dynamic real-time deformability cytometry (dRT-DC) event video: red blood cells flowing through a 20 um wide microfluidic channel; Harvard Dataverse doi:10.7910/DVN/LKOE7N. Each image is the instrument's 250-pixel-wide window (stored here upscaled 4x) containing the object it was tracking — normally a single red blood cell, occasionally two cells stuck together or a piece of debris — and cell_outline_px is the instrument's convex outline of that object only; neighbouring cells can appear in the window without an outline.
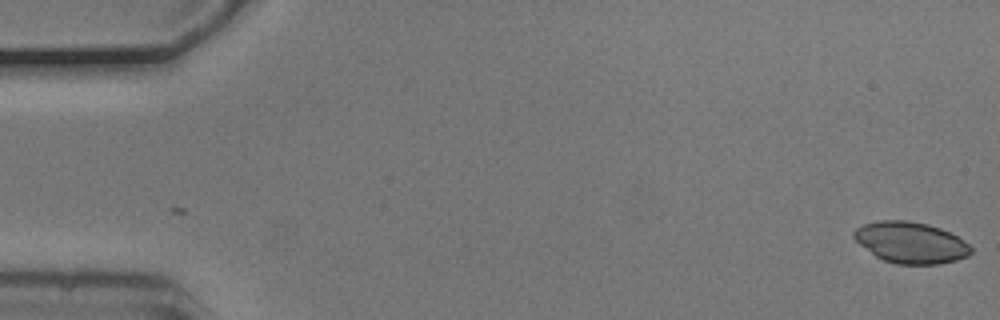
{"species": "common noctule bat (a hibernating species)", "species_latin": "Nyctalus noctula", "temperature_condition": "cold", "stored_images_in_passage": 54, "camera_frame_rate_fps": 3000, "um_per_image_px": 0.085, "animal": {"sex": "male", "body_mass_g": 20.5, "forearm_length_mm": 52.5}, "frame": {"image": 1, "passage_image": 1, "time_ms": 0.0, "image_size_px": [1000, 320], "cell_outline_px": [[972, 252], [968, 256], [956, 260], [940, 264], [896, 264], [884, 260], [876, 256], [860, 244], [852, 236], [852, 232], [856, 228], [864, 224], [876, 220], [908, 220], [928, 224], [940, 228], [956, 236], [968, 244], [972, 248]], "centroid_in_image_um": [77.4, 20.61], "position_along_channel_um": 7.6, "area_um2": 28.09}}
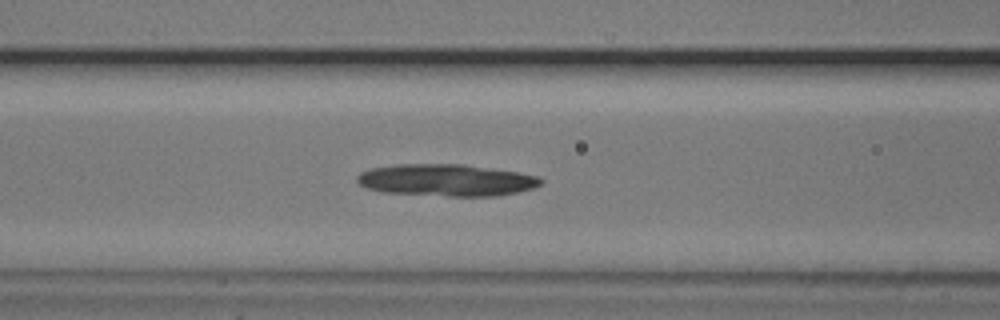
{"frame": {"image": 2, "passage_image": 22, "time_ms": 7.0, "image_size_px": [1000, 320], "cell_outline_px": [[544, 180], [540, 184], [532, 188], [516, 192], [496, 196], [448, 196], [384, 192], [368, 188], [360, 184], [356, 180], [356, 176], [360, 172], [372, 168], [396, 164], [460, 164], [516, 172], [536, 176]], "centroid_in_image_um": [37.9, 15.31], "position_along_channel_um": 128.7, "area_um2": 33.87}}
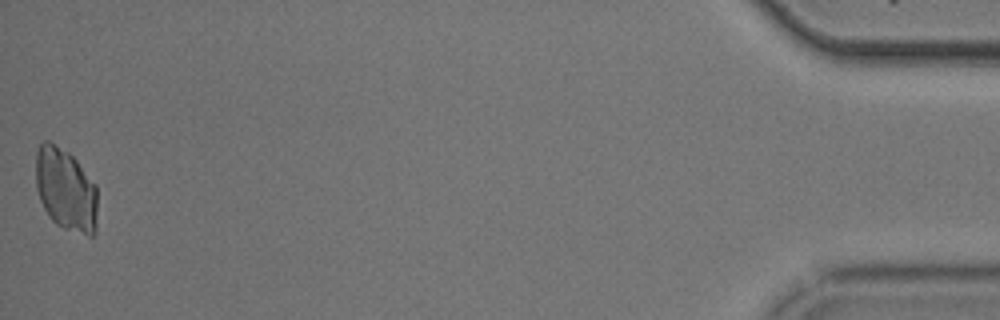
{"frame": {"image": 3, "passage_image": 54, "time_ms": 17.667, "image_size_px": [1000, 320], "cell_outline_px": [[96, 232], [92, 236], [88, 236], [64, 228], [56, 224], [48, 216], [40, 200], [36, 188], [36, 152], [40, 144], [44, 140], [48, 140], [68, 152], [76, 160], [96, 184]], "centroid_in_image_um": [5.58, 16.12], "position_along_channel_um": 429.6, "area_um2": 29.82}}